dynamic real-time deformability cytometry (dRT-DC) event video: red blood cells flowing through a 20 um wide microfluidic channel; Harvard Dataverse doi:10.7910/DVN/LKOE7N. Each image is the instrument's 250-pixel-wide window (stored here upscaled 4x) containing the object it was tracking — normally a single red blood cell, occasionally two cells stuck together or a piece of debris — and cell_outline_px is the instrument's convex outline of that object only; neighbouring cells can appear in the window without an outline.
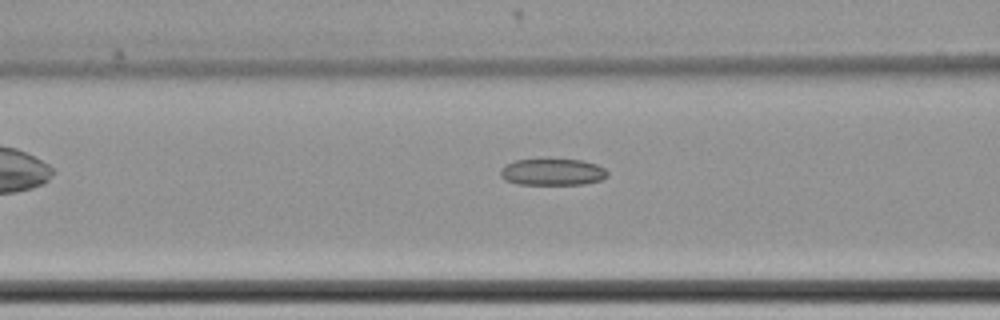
{"species": "common noctule bat (a hibernating species)", "species_latin": "Nyctalus noctula", "temperature_condition": "cold", "stored_images_in_passage": 30, "camera_frame_rate_fps": 3000, "um_per_image_px": 0.085, "animal": {"sex": "female", "body_mass_g": 22.7, "forearm_length_mm": 54.2}, "frame": {"image": 1, "passage_image": 6, "time_ms": 1.667, "image_size_px": [1000, 320], "cell_outline_px": [[608, 176], [600, 180], [584, 184], [520, 184], [504, 180], [500, 176], [500, 168], [504, 164], [516, 160], [584, 160], [596, 164], [604, 168], [608, 172]], "centroid_in_image_um": [46.95, 14.62], "position_along_channel_um": 119.7, "area_um2": 16.59}}
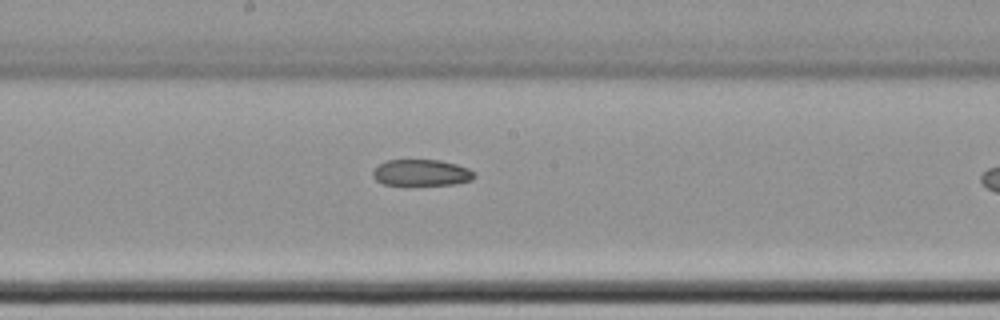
{"frame": {"image": 2, "passage_image": 14, "time_ms": 4.333, "image_size_px": [1000, 320], "cell_outline_px": [[476, 176], [472, 180], [456, 184], [408, 188], [384, 184], [376, 180], [372, 176], [372, 172], [380, 164], [388, 160], [440, 160], [456, 164], [468, 168], [476, 172]], "centroid_in_image_um": [35.83, 14.74], "position_along_channel_um": 212.4, "area_um2": 16.47}}
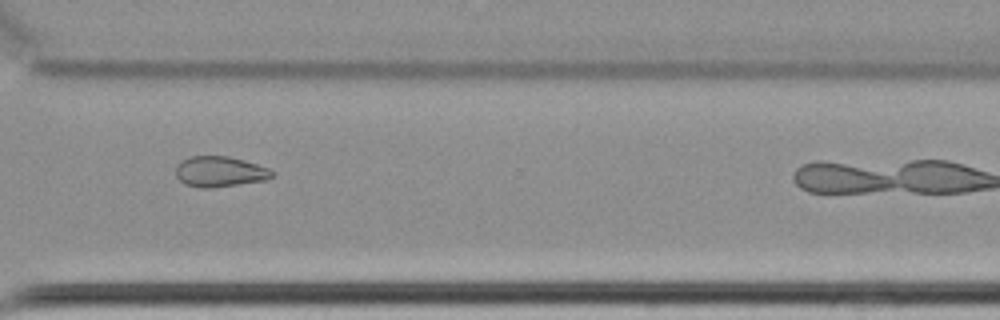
{"frame": {"image": 3, "passage_image": 26, "time_ms": 8.333, "image_size_px": [1000, 320], "cell_outline_px": [[272, 176], [268, 180], [212, 188], [200, 188], [184, 184], [176, 176], [176, 164], [188, 156], [228, 156], [244, 160], [268, 168], [272, 172]], "centroid_in_image_um": [18.65, 14.59], "position_along_channel_um": 352.0, "area_um2": 17.22}}